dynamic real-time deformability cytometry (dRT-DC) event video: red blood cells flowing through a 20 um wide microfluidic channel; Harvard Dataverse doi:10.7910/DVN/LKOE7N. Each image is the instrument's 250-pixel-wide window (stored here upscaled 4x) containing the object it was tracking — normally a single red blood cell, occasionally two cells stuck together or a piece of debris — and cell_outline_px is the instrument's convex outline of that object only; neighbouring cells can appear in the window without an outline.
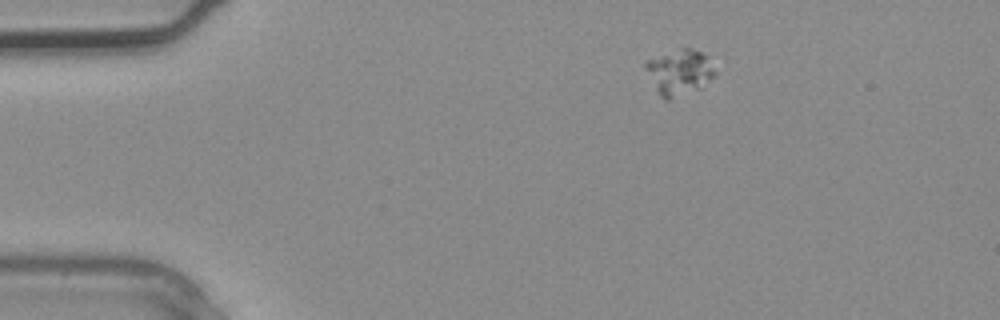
{"species": "common noctule bat (a hibernating species)", "species_latin": "Nyctalus noctula", "temperature_condition": "warm", "stored_images_in_passage": 2, "camera_frame_rate_fps": 3000, "um_per_image_px": 0.085, "animal": {"sex": "male", "body_mass_g": 20.4}, "frame": {"image": 1, "passage_image": 1, "time_ms": 0.0, "image_size_px": [1000, 320], "cell_outline_px": [[716, 76], [700, 88], [668, 100], [664, 100], [660, 96], [644, 68], [644, 64], [648, 60], [680, 48], [692, 48], [700, 52], [704, 56], [716, 72]], "centroid_in_image_um": [57.73, 6.15], "position_along_channel_um": 27.3, "area_um2": 17.98}}